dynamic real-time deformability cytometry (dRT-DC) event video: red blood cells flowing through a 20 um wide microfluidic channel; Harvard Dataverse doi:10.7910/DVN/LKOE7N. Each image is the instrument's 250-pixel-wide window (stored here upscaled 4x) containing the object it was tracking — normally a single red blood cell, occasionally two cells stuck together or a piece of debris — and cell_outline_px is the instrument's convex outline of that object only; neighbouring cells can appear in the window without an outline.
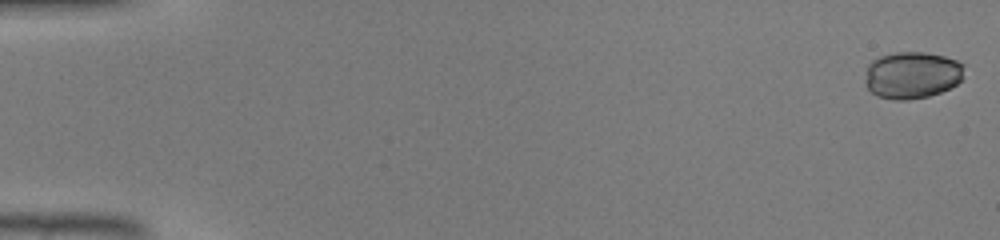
{"species": "common noctule bat (a hibernating species)", "species_latin": "Nyctalus noctula", "temperature_condition": "warm", "stored_images_in_passage": 46, "camera_frame_rate_fps": 3000, "um_per_image_px": 0.085, "animal": {"sex": "male", "body_mass_g": 19.0, "forearm_length_mm": 50.8}, "frame": {"image": 1, "passage_image": 1, "time_ms": 0.0, "image_size_px": [1000, 240], "cell_outline_px": [[964, 64], [960, 80], [956, 84], [940, 92], [928, 96], [908, 100], [896, 100], [876, 96], [864, 84], [864, 80], [868, 64], [872, 60], [880, 56], [896, 52], [924, 52], [944, 56], [956, 60]], "centroid_in_image_um": [77.48, 6.38], "position_along_channel_um": 7.5, "area_um2": 27.17}}
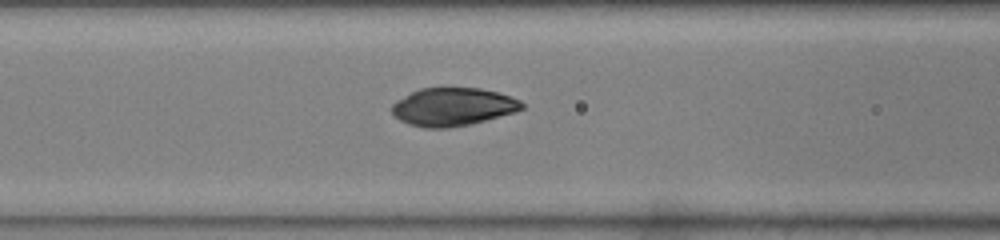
{"frame": {"image": 2, "passage_image": 20, "time_ms": 6.333, "image_size_px": [1000, 240], "cell_outline_px": [[524, 108], [512, 112], [484, 120], [468, 124], [448, 128], [424, 128], [408, 124], [400, 120], [392, 112], [392, 104], [396, 100], [420, 88], [480, 88], [496, 92], [520, 100], [524, 104]], "centroid_in_image_um": [38.45, 9.08], "position_along_channel_um": 128.1, "area_um2": 28.44}}
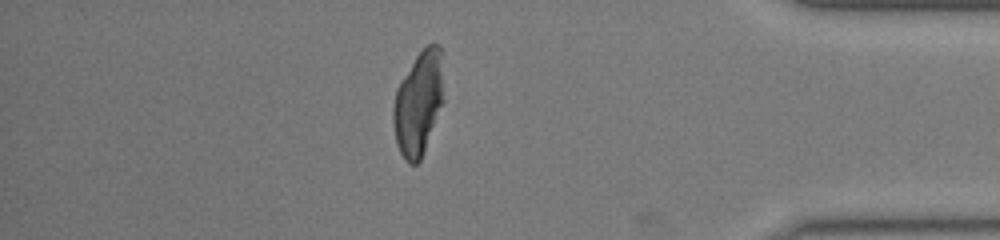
{"frame": {"image": 3, "passage_image": 40, "time_ms": 13.0, "image_size_px": [1000, 240], "cell_outline_px": [[444, 100], [424, 152], [420, 160], [416, 164], [408, 164], [404, 160], [396, 144], [392, 120], [392, 108], [396, 88], [400, 80], [416, 56], [428, 44], [440, 44], [444, 52]], "centroid_in_image_um": [35.59, 8.73], "position_along_channel_um": 399.6, "area_um2": 31.5}}